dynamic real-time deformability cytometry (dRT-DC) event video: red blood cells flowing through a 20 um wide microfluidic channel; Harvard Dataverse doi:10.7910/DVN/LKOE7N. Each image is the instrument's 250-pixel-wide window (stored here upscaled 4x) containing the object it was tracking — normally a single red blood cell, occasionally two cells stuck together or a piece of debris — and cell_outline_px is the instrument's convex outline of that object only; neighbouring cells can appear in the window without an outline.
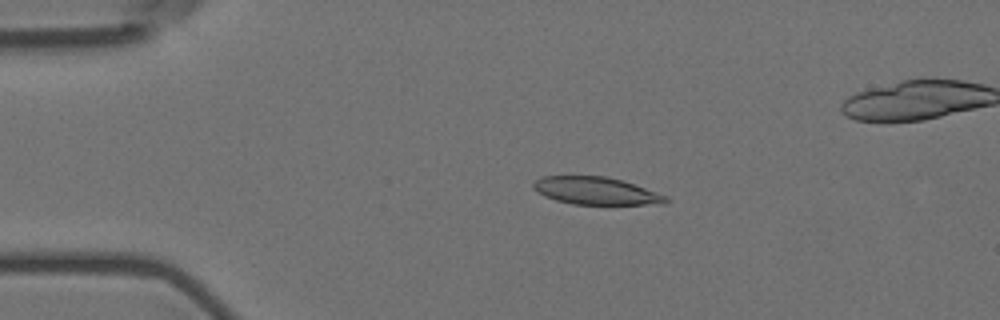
{"species": "Egyptian fruit bat (a non-hibernating species)", "species_latin": "Rousettus aegyptiacus", "temperature_condition": "room temperature", "stored_images_in_passage": 7, "camera_frame_rate_fps": 3000, "um_per_image_px": 0.085, "animal": {"sex": "female"}, "frame": {"image": 1, "passage_image": 4, "time_ms": 1.0, "image_size_px": [1000, 320], "cell_outline_px": [[668, 200], [664, 204], [572, 204], [556, 200], [544, 196], [536, 192], [532, 188], [532, 184], [536, 180], [544, 176], [604, 176], [620, 180], [668, 196]], "centroid_in_image_um": [50.61, 16.23], "position_along_channel_um": 34.4, "area_um2": 21.04}}
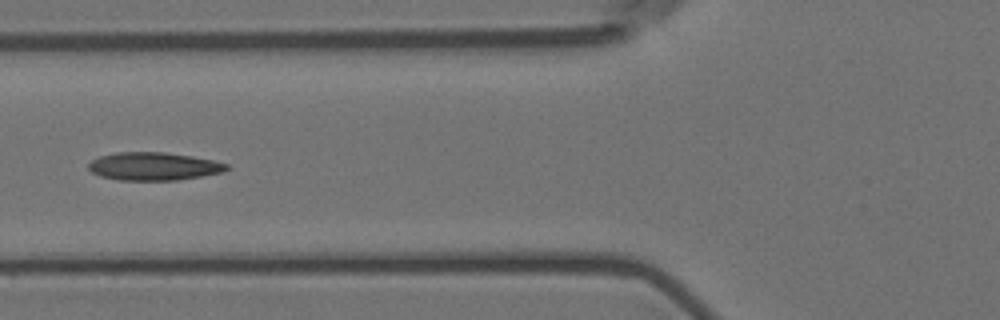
{"frame": {"image": 2, "passage_image": 7, "time_ms": 2.0, "image_size_px": [1000, 320], "cell_outline_px": [[228, 168], [224, 172], [176, 180], [120, 180], [100, 176], [92, 172], [88, 168], [88, 164], [92, 160], [100, 156], [116, 152], [164, 152], [192, 156], [212, 160], [228, 164]], "centroid_in_image_um": [13.05, 14.13], "position_along_channel_um": 112.8, "area_um2": 22.43}}